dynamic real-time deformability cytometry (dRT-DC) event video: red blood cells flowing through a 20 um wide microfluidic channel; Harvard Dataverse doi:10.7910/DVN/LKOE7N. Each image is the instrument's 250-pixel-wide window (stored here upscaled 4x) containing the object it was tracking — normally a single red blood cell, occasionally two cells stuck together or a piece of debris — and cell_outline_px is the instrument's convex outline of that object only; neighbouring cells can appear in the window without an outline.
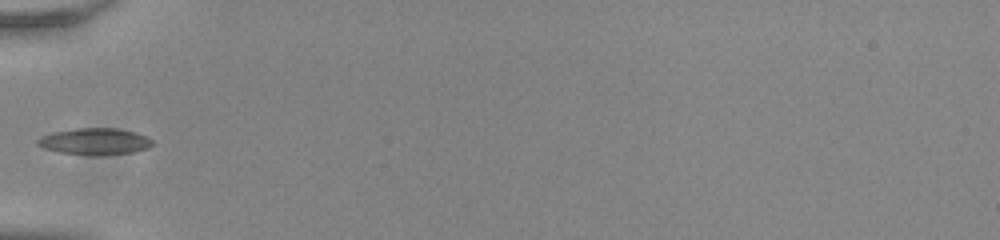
{"species": "common noctule bat (a hibernating species)", "species_latin": "Nyctalus noctula", "temperature_condition": "room temperature", "stored_images_in_passage": 35, "camera_frame_rate_fps": 3000, "um_per_image_px": 0.085, "animal": {"sex": "male", "body_mass_g": 20.0, "forearm_length_mm": 53.3}, "frame": {"image": 1, "passage_image": 1, "time_ms": 0.0, "image_size_px": [1000, 240], "cell_outline_px": [[156, 144], [148, 148], [132, 152], [100, 156], [96, 156], [60, 152], [44, 148], [36, 144], [36, 140], [40, 136], [52, 132], [76, 128], [116, 128], [148, 136]], "centroid_in_image_um": [8.06, 12.03], "position_along_channel_um": 76.9, "area_um2": 17.98}}
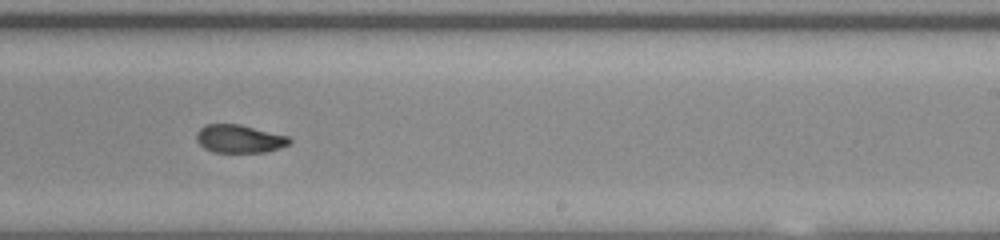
{"frame": {"image": 2, "passage_image": 16, "time_ms": 5.0, "image_size_px": [1000, 240], "cell_outline_px": [[292, 140], [288, 144], [264, 152], [212, 152], [204, 148], [196, 140], [196, 132], [200, 128], [208, 124], [240, 124], [288, 136]], "centroid_in_image_um": [20.3, 11.79], "position_along_channel_um": 268.7, "area_um2": 15.09}}
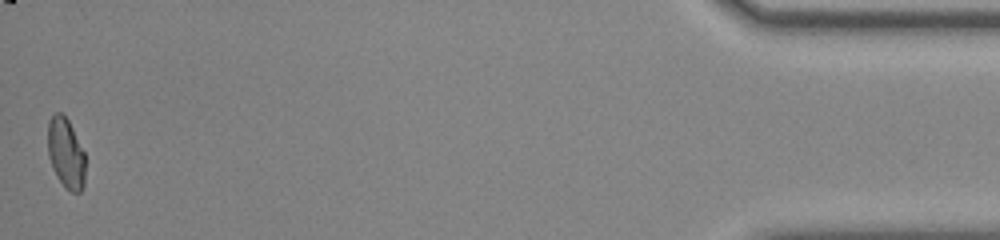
{"frame": {"image": 3, "passage_image": 35, "time_ms": 11.333, "image_size_px": [1000, 240], "cell_outline_px": [[84, 184], [80, 192], [72, 192], [64, 188], [56, 176], [52, 168], [48, 156], [48, 120], [56, 112], [60, 112], [68, 120], [84, 152]], "centroid_in_image_um": [5.58, 13.05], "position_along_channel_um": 429.6, "area_um2": 15.32}, "authors_computed_cell_mechanics": {"area_um2": 15.606, "velocity_mm_per_s": 3.8367, "shape_relaxation_time_tau1_ms": 11.2456, "shape_relaxation_time_tau2_ms": 1.6136, "deformation_change_tau1": 0.2613, "deformation_change_tau2": 0.0517}}